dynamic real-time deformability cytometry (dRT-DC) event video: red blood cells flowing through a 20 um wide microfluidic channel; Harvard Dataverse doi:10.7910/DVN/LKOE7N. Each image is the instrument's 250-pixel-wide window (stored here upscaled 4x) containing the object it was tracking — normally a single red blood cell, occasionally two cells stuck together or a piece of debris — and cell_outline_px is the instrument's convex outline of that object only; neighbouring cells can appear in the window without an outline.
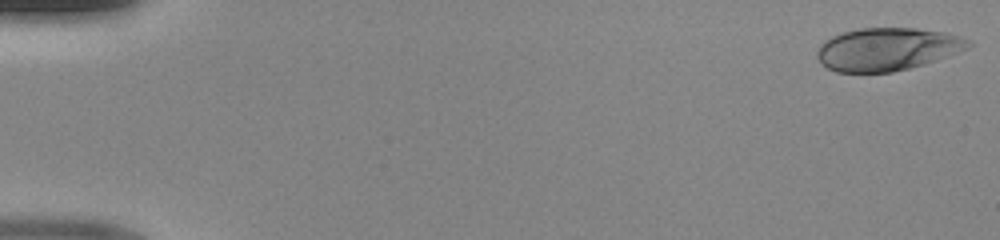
{"species": "human", "species_latin": "Homo sapiens", "temperature_condition": "room temperature", "stored_images_in_passage": 48, "camera_frame_rate_fps": 3000, "um_per_image_px": 0.085, "donor": {"sex": "male"}, "frame": {"image": 1, "passage_image": 1, "time_ms": 0.0, "image_size_px": [1000, 240], "cell_outline_px": [[972, 44], [968, 48], [924, 64], [892, 72], [836, 72], [820, 64], [816, 56], [816, 52], [820, 44], [824, 40], [832, 36], [844, 32], [860, 28], [916, 28], [944, 32], [960, 36], [972, 40]], "centroid_in_image_um": [75.38, 4.17], "position_along_channel_um": 9.6, "area_um2": 37.74}}
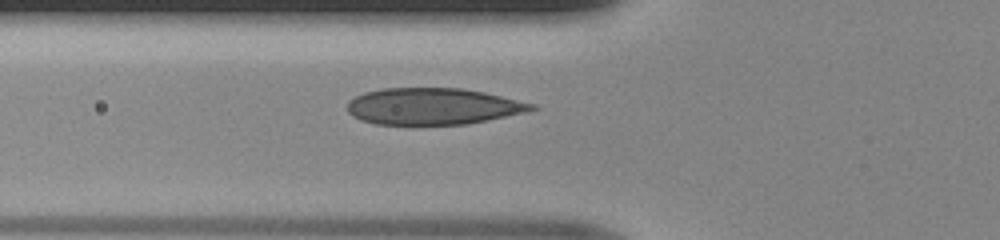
{"frame": {"image": 2, "passage_image": 18, "time_ms": 5.667, "image_size_px": [1000, 240], "cell_outline_px": [[540, 108], [528, 112], [464, 124], [412, 128], [376, 124], [360, 120], [352, 116], [348, 112], [348, 100], [364, 92], [380, 88], [460, 88], [484, 92], [536, 104]], "centroid_in_image_um": [36.76, 9.08], "position_along_channel_um": 89.0, "area_um2": 40.58}}
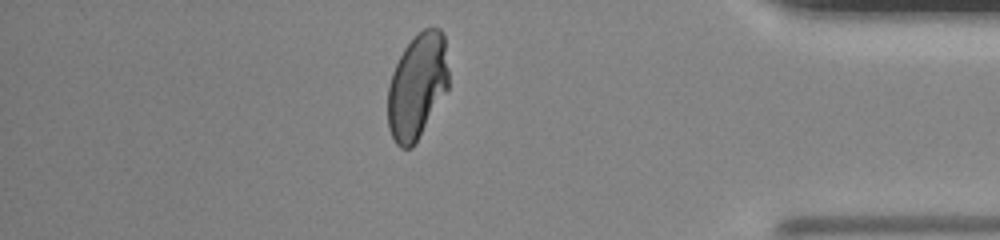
{"frame": {"image": 3, "passage_image": 42, "time_ms": 13.667, "image_size_px": [1000, 240], "cell_outline_px": [[448, 88], [412, 148], [400, 148], [396, 144], [388, 128], [388, 88], [392, 72], [404, 48], [424, 28], [440, 28], [444, 32], [448, 72]], "centroid_in_image_um": [35.46, 7.32], "position_along_channel_um": 399.7, "area_um2": 36.99}}